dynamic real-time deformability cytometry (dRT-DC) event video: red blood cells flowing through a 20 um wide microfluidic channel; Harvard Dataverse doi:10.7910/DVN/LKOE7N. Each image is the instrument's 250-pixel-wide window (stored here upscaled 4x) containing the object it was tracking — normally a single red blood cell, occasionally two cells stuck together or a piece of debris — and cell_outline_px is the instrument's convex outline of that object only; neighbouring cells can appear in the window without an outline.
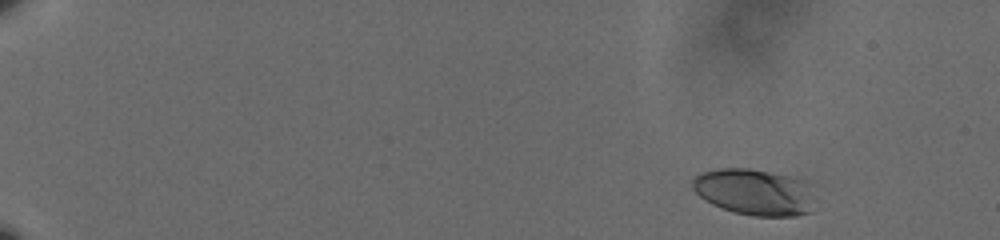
{"species": "human", "species_latin": "Homo sapiens", "temperature_condition": "cold", "stored_images_in_passage": 54, "camera_frame_rate_fps": 3000, "um_per_image_px": 0.085, "donor": {"sex": "male"}, "frame": {"image": 1, "passage_image": 1, "time_ms": 0.0, "image_size_px": [1000, 240], "cell_outline_px": [[808, 212], [796, 216], [752, 216], [732, 212], [720, 208], [712, 204], [700, 196], [692, 188], [692, 180], [700, 172], [716, 168], [748, 168], [788, 176], [804, 180], [808, 184]], "centroid_in_image_um": [64.0, 16.31], "position_along_channel_um": 21.0, "area_um2": 32.48}}
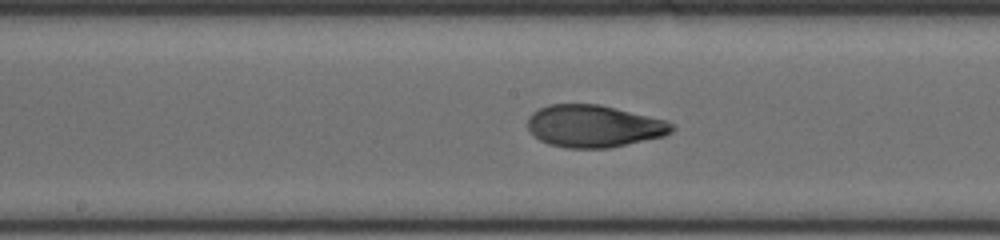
{"frame": {"image": 2, "passage_image": 29, "time_ms": 9.333, "image_size_px": [1000, 240], "cell_outline_px": [[676, 128], [672, 132], [664, 136], [608, 148], [564, 148], [548, 144], [540, 140], [528, 128], [528, 116], [532, 112], [548, 104], [600, 104], [668, 120]], "centroid_in_image_um": [50.5, 10.71], "position_along_channel_um": 197.7, "area_um2": 35.66}}
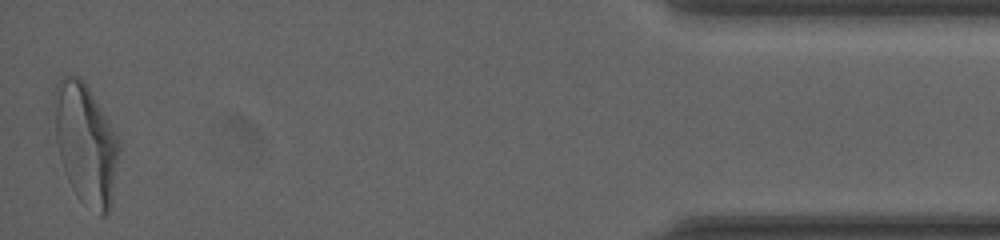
{"frame": {"image": 3, "passage_image": 54, "time_ms": 17.667, "image_size_px": [1000, 240], "cell_outline_px": [[120, 148], [112, 204], [108, 212], [104, 216], [100, 216], [84, 204], [80, 200], [72, 188], [68, 180], [60, 156], [56, 140], [52, 96], [52, 92], [56, 84], [64, 76], [80, 76], [84, 80], [108, 120], [120, 144]], "centroid_in_image_um": [7.28, 12.22], "position_along_channel_um": 427.9, "area_um2": 45.66}, "authors_computed_cell_mechanics": {"area_um2": 35.2291, "velocity_mm_per_s": 3.5875, "shape_relaxation_time_tau1_ms": 4.9433, "shape_relaxation_time_tau2_ms": 1.3917, "deformation_change_tau1": 0.207, "deformation_change_tau2": 0.0612}}